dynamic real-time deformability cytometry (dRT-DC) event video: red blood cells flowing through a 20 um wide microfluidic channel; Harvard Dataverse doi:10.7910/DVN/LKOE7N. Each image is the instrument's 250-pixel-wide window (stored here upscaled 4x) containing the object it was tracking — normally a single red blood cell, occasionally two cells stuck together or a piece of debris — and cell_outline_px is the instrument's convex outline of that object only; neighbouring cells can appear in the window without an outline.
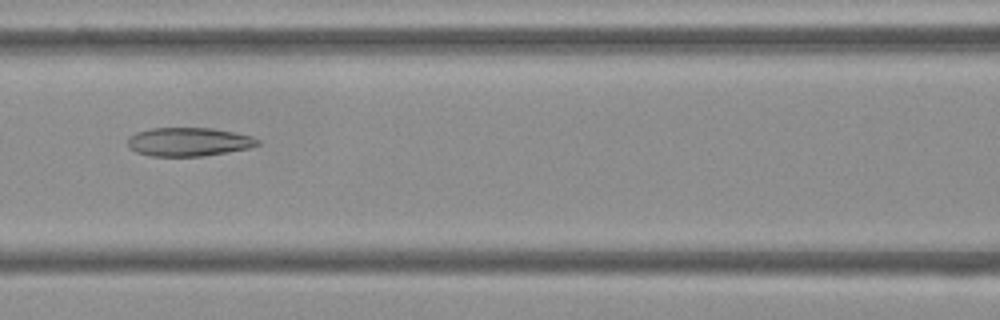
{"species": "Egyptian fruit bat (a non-hibernating species)", "species_latin": "Rousettus aegyptiacus", "temperature_condition": "cold", "stored_images_in_passage": 53, "camera_frame_rate_fps": 3000, "um_per_image_px": 0.085, "frame": {"image": 1, "passage_image": 23, "time_ms": 7.333, "image_size_px": [1000, 320], "cell_outline_px": [[260, 144], [248, 148], [228, 152], [204, 156], [148, 156], [136, 152], [128, 148], [128, 136], [136, 132], [152, 128], [212, 128], [252, 136], [260, 140]], "centroid_in_image_um": [16.01, 12.06], "position_along_channel_um": 150.6, "area_um2": 21.79}}
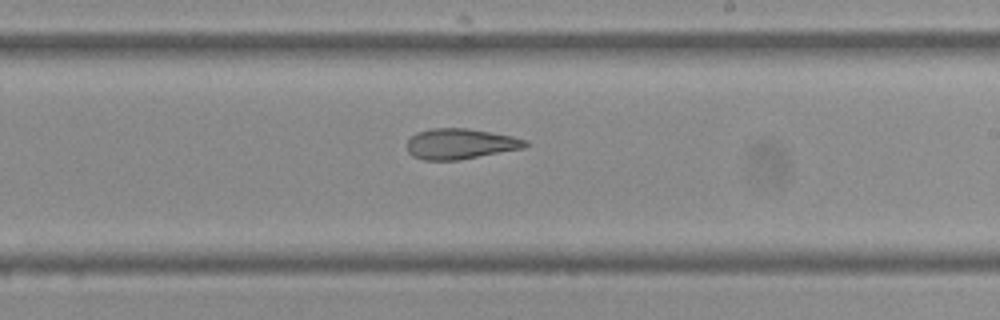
{"frame": {"image": 2, "passage_image": 31, "time_ms": 10.0, "image_size_px": [1000, 320], "cell_outline_px": [[532, 144], [524, 148], [460, 160], [424, 160], [412, 156], [408, 152], [408, 140], [416, 132], [432, 128], [468, 128], [512, 136], [528, 140]], "centroid_in_image_um": [39.16, 12.23], "position_along_channel_um": 249.8, "area_um2": 21.21}}
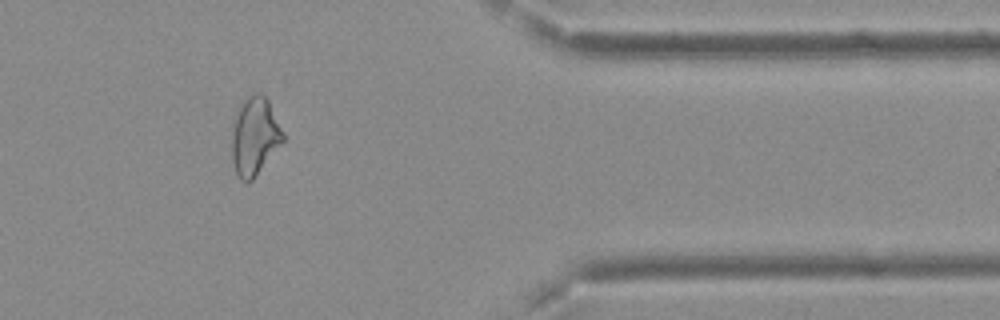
{"frame": {"image": 3, "passage_image": 44, "time_ms": 14.333, "image_size_px": [1000, 320], "cell_outline_px": [[284, 140], [252, 180], [240, 180], [236, 172], [232, 160], [232, 120], [240, 104], [252, 92], [260, 92], [268, 100], [284, 132]], "centroid_in_image_um": [21.63, 11.53], "position_along_channel_um": 389.8, "area_um2": 23.24}, "authors_computed_cell_mechanics": {"area_um2": 24.276, "velocity_mm_per_s": 3.7301, "shape_relaxation_time_tau1_ms": null, "shape_relaxation_time_tau2_ms": 5.2658, "deformation_change_tau1": null, "deformation_change_tau2": 0.1254}}